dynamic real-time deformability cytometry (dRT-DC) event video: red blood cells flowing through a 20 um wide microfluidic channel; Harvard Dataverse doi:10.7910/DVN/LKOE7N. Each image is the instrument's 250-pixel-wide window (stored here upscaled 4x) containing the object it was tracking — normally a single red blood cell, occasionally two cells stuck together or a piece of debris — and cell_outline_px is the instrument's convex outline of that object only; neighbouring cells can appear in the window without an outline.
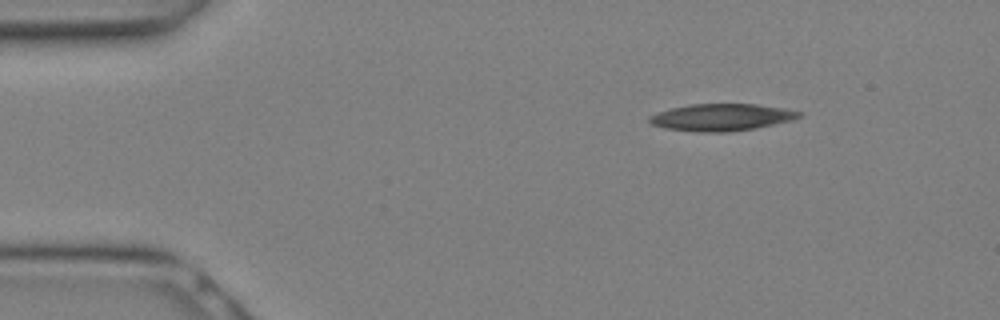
{"species": "Egyptian fruit bat (a non-hibernating species)", "species_latin": "Rousettus aegyptiacus", "temperature_condition": "warm", "stored_images_in_passage": 7, "camera_frame_rate_fps": 3000, "um_per_image_px": 0.085, "animal": {"sex": "female"}, "frame": {"image": 1, "passage_image": 1, "time_ms": 0.0, "image_size_px": [1000, 320], "cell_outline_px": [[804, 116], [792, 120], [756, 128], [728, 132], [696, 132], [664, 128], [652, 124], [648, 120], [648, 116], [672, 108], [688, 104], [756, 104], [784, 108], [804, 112]], "centroid_in_image_um": [61.37, 9.97], "position_along_channel_um": 23.6, "area_um2": 23.7}}
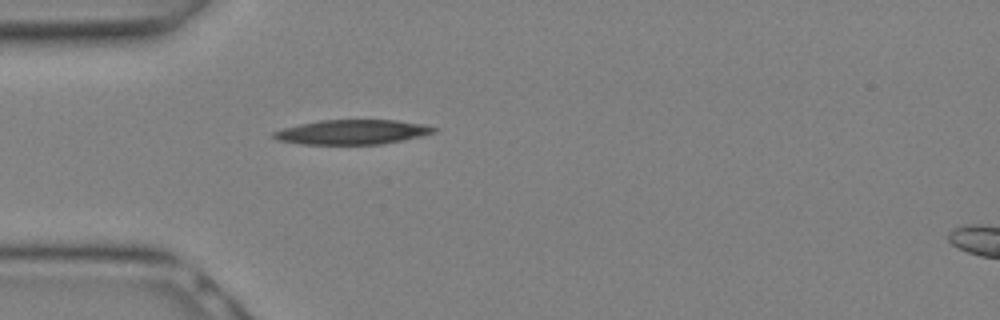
{"frame": {"image": 2, "passage_image": 5, "time_ms": 1.333, "image_size_px": [1000, 320], "cell_outline_px": [[440, 128], [436, 132], [404, 140], [380, 144], [300, 144], [276, 140], [272, 136], [272, 132], [284, 128], [300, 124], [320, 120], [396, 120], [424, 124]], "centroid_in_image_um": [29.96, 11.22], "position_along_channel_um": 55.0, "area_um2": 23.06}}